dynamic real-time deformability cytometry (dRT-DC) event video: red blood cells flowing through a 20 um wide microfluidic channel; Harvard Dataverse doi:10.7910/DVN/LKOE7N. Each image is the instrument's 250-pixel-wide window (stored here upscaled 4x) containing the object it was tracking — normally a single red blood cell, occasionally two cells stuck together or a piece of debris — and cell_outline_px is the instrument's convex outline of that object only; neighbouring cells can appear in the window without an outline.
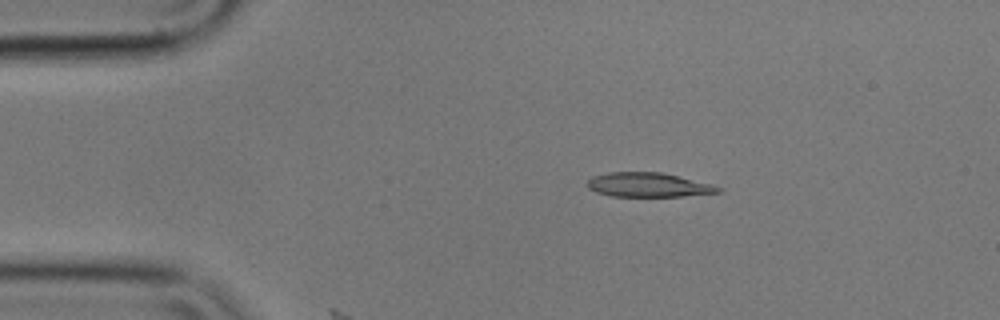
{"species": "common noctule bat (a hibernating species)", "species_latin": "Nyctalus noctula", "temperature_condition": "cold", "stored_images_in_passage": 11, "camera_frame_rate_fps": 3000, "um_per_image_px": 0.085, "animal": {"sex": "male", "body_mass_g": 17.9}, "frame": {"image": 1, "passage_image": 10, "time_ms": 3.0, "image_size_px": [1000, 320], "cell_outline_px": [[724, 188], [720, 192], [680, 196], [612, 196], [596, 192], [588, 188], [588, 180], [592, 176], [608, 172], [660, 172], [712, 184]], "centroid_in_image_um": [55.1, 15.71], "position_along_channel_um": 29.9, "area_um2": 18.38}}